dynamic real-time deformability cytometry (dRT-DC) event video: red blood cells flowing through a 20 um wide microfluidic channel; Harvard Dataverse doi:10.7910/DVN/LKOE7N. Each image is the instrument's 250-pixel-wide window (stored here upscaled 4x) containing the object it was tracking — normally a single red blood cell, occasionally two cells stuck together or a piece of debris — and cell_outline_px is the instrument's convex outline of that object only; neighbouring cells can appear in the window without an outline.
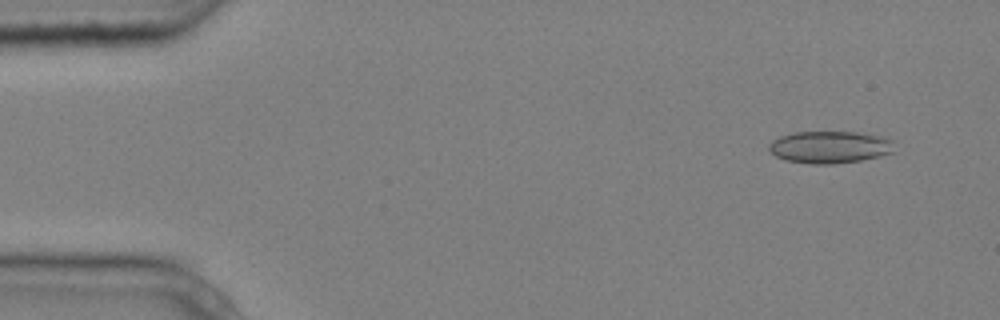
{"species": "common noctule bat (a hibernating species)", "species_latin": "Nyctalus noctula", "temperature_condition": "cold", "stored_images_in_passage": 3, "camera_frame_rate_fps": 3000, "um_per_image_px": 0.085, "animal": {"sex": "male", "body_mass_g": 20.4}, "frame": {"image": 1, "passage_image": 1, "time_ms": 0.0, "image_size_px": [1000, 320], "cell_outline_px": [[896, 152], [880, 156], [860, 160], [832, 164], [812, 164], [788, 160], [776, 156], [768, 148], [768, 144], [772, 140], [780, 136], [792, 132], [856, 132], [888, 136], [892, 140]], "centroid_in_image_um": [70.59, 12.49], "position_along_channel_um": 14.4, "area_um2": 23.76}}